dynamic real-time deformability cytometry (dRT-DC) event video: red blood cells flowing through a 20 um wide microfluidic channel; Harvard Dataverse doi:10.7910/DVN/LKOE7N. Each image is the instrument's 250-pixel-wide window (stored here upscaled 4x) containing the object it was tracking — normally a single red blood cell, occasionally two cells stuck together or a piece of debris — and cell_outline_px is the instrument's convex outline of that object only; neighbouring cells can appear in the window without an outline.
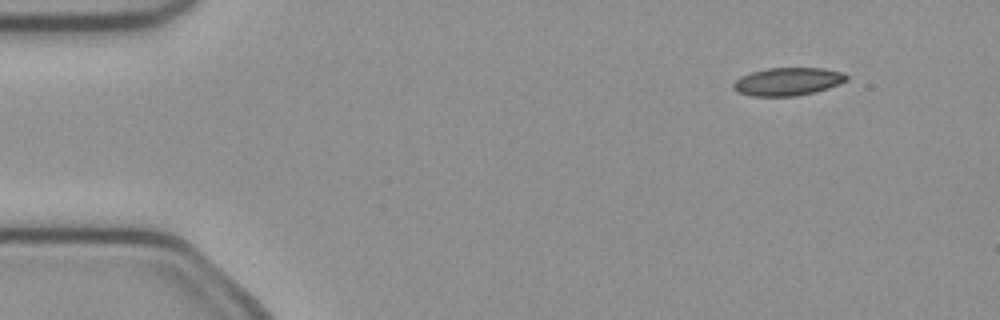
{"species": "common noctule bat (a hibernating species)", "species_latin": "Nyctalus noctula", "temperature_condition": "cold", "stored_images_in_passage": 3, "camera_frame_rate_fps": 3000, "um_per_image_px": 0.085, "animal": {"sex": "female", "body_mass_g": 21.9}, "frame": {"image": 1, "passage_image": 1, "time_ms": 0.0, "image_size_px": [1000, 320], "cell_outline_px": [[848, 80], [840, 84], [816, 92], [796, 96], [752, 96], [736, 92], [732, 88], [732, 84], [740, 76], [752, 72], [768, 68], [824, 68], [844, 72], [848, 76]], "centroid_in_image_um": [66.97, 6.93], "position_along_channel_um": 18.0, "area_um2": 18.67}}